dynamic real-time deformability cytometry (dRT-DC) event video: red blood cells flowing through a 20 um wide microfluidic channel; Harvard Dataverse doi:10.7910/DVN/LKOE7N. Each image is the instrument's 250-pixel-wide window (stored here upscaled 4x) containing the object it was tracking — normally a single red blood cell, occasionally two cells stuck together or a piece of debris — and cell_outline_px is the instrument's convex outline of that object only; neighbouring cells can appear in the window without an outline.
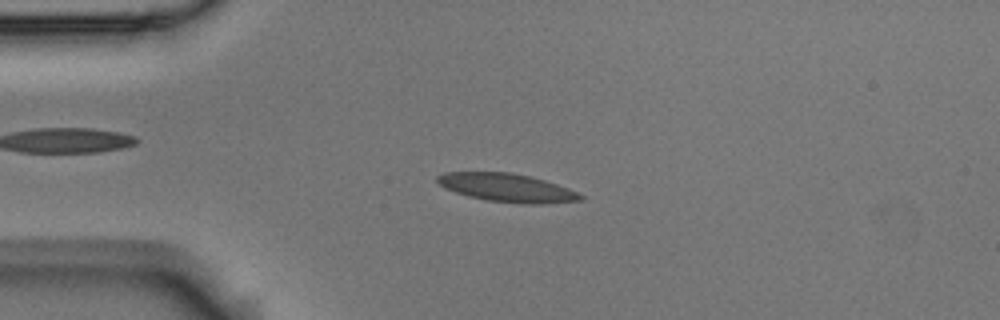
{"species": "Egyptian fruit bat (a non-hibernating species)", "species_latin": "Rousettus aegyptiacus", "temperature_condition": "room temperature", "stored_images_in_passage": 46, "camera_frame_rate_fps": 3000, "um_per_image_px": 0.085, "animal": {"sex": "male"}, "frame": {"image": 1, "passage_image": 5, "time_ms": 1.333, "image_size_px": [1000, 320], "cell_outline_px": [[584, 200], [540, 204], [520, 204], [488, 200], [468, 196], [444, 188], [436, 180], [436, 176], [444, 172], [508, 172], [528, 176], [544, 180], [568, 188], [584, 196]], "centroid_in_image_um": [43.08, 15.96], "position_along_channel_um": 41.9, "area_um2": 23.52}}
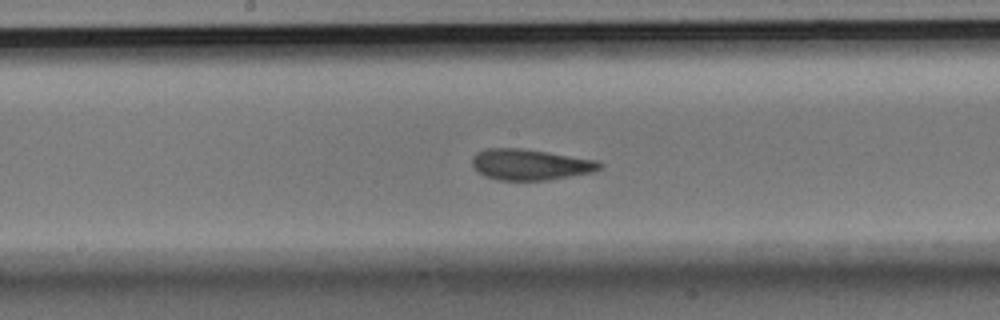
{"frame": {"image": 2, "passage_image": 20, "time_ms": 6.333, "image_size_px": [1000, 320], "cell_outline_px": [[604, 164], [596, 172], [548, 180], [500, 180], [484, 176], [476, 172], [472, 164], [472, 156], [476, 152], [488, 148], [524, 148], [596, 160]], "centroid_in_image_um": [45.06, 13.99], "position_along_channel_um": 203.1, "area_um2": 23.24}}
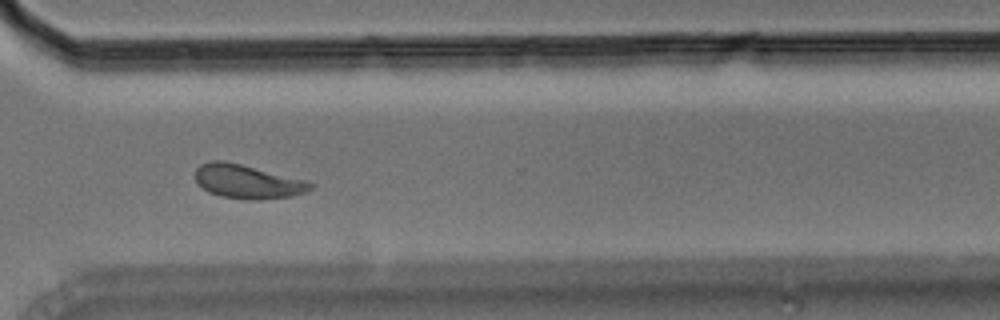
{"frame": {"image": 3, "passage_image": 32, "time_ms": 10.333, "image_size_px": [1000, 320], "cell_outline_px": [[316, 184], [312, 188], [304, 192], [292, 196], [252, 200], [248, 200], [220, 196], [208, 192], [196, 180], [196, 168], [200, 164], [208, 160], [224, 160], [304, 180]], "centroid_in_image_um": [21.0, 15.43], "position_along_channel_um": 349.6, "area_um2": 22.48}, "authors_computed_cell_mechanics": {"area_um2": 22.6865, "velocity_mm_per_s": 3.6665, "shape_relaxation_time_tau1_ms": 4.4949, "shape_relaxation_time_tau2_ms": 1.4384, "deformation_change_tau1": 0.1638, "deformation_change_tau2": 0.0871}}